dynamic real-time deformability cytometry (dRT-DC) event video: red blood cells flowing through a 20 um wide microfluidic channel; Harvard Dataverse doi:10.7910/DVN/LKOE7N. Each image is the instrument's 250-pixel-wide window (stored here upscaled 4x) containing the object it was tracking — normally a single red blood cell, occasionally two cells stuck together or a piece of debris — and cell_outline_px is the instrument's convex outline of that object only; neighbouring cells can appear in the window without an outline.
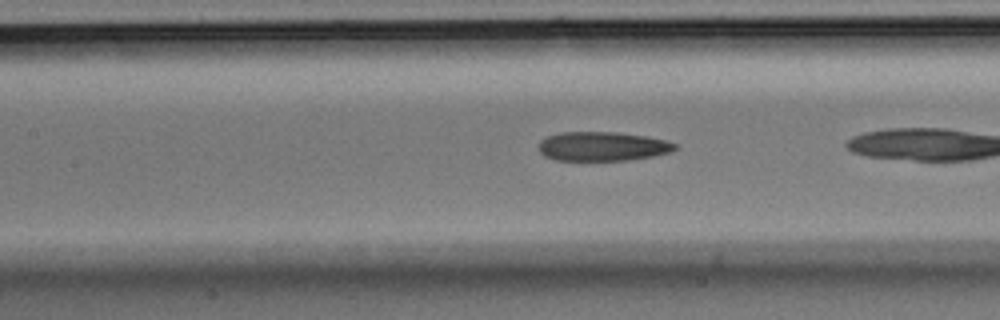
{"species": "Egyptian fruit bat (a non-hibernating species)", "species_latin": "Rousettus aegyptiacus", "temperature_condition": "room temperature", "stored_images_in_passage": 22, "camera_frame_rate_fps": 3000, "um_per_image_px": 0.085, "animal": {"sex": "male"}, "frame": {"image": 1, "passage_image": 20, "time_ms": 6.333, "image_size_px": [1000, 320], "cell_outline_px": [[680, 148], [672, 152], [652, 156], [628, 160], [556, 160], [544, 156], [540, 152], [540, 140], [548, 136], [560, 132], [616, 132], [644, 136], [664, 140], [680, 144]], "centroid_in_image_um": [51.26, 12.44], "position_along_channel_um": 156.1, "area_um2": 23.24}}